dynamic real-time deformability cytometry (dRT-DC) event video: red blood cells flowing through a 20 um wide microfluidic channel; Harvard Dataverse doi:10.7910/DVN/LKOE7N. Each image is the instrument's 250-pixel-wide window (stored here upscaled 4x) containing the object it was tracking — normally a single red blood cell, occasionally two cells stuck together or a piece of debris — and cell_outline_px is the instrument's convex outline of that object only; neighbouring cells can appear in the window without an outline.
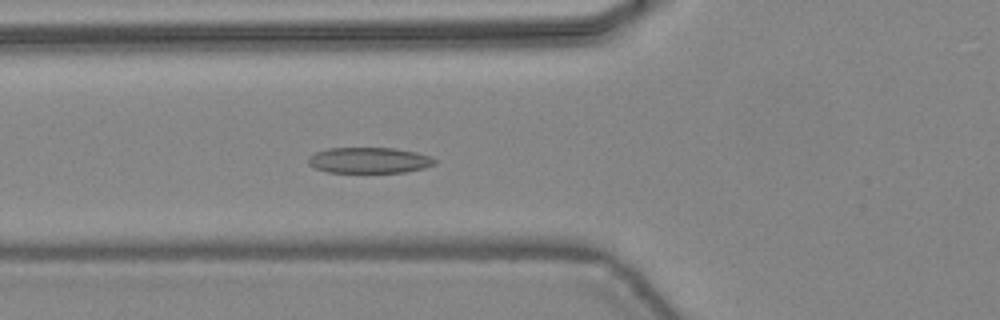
{"species": "common noctule bat (a hibernating species)", "species_latin": "Nyctalus noctula", "temperature_condition": "warm", "stored_images_in_passage": 35, "camera_frame_rate_fps": 3000, "um_per_image_px": 0.085, "animal": {"sex": "female", "body_mass_g": 24.6, "forearm_length_mm": 56.2}, "frame": {"image": 1, "passage_image": 6, "time_ms": 1.667, "image_size_px": [1000, 320], "cell_outline_px": [[436, 164], [424, 168], [404, 172], [328, 172], [316, 168], [308, 164], [308, 156], [316, 152], [328, 148], [396, 148], [416, 152], [432, 156], [436, 160]], "centroid_in_image_um": [31.4, 13.62], "position_along_channel_um": 94.4, "area_um2": 19.07}}
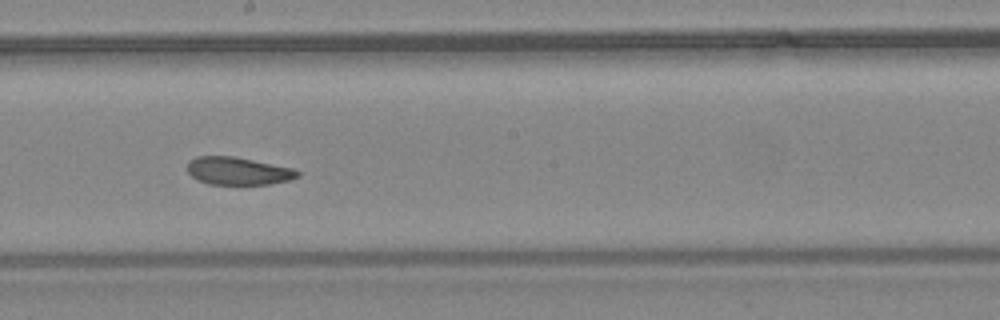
{"frame": {"image": 2, "passage_image": 15, "time_ms": 4.667, "image_size_px": [1000, 320], "cell_outline_px": [[300, 176], [288, 180], [268, 184], [208, 184], [192, 176], [188, 172], [188, 160], [196, 156], [232, 156], [292, 168], [300, 172]], "centroid_in_image_um": [20.21, 14.53], "position_along_channel_um": 228.0, "area_um2": 17.57}}
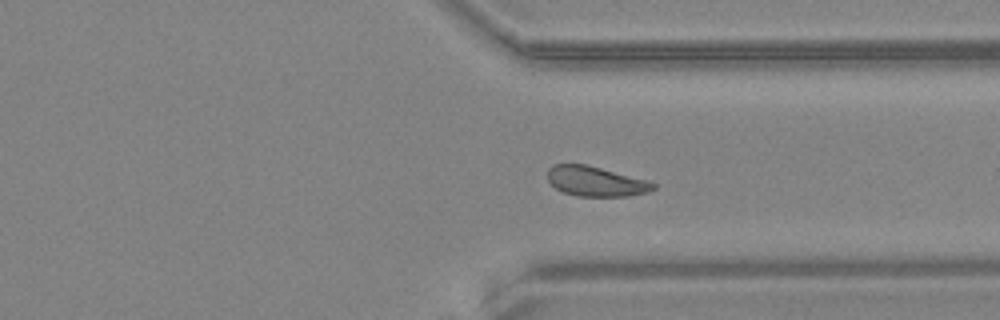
{"frame": {"image": 3, "passage_image": 24, "time_ms": 7.667, "image_size_px": [1000, 320], "cell_outline_px": [[656, 188], [648, 192], [628, 196], [576, 196], [564, 192], [556, 188], [548, 180], [548, 168], [552, 164], [584, 164], [648, 180], [656, 184]], "centroid_in_image_um": [50.64, 15.42], "position_along_channel_um": 360.8, "area_um2": 18.32}, "authors_computed_cell_mechanics": {"area_um2": 19.074, "velocity_mm_per_s": 4.4448, "shape_relaxation_time_tau1_ms": 4.8405, "shape_relaxation_time_tau2_ms": 1.5767, "deformation_change_tau1": 0.1335, "deformation_change_tau2": 0.0717}}